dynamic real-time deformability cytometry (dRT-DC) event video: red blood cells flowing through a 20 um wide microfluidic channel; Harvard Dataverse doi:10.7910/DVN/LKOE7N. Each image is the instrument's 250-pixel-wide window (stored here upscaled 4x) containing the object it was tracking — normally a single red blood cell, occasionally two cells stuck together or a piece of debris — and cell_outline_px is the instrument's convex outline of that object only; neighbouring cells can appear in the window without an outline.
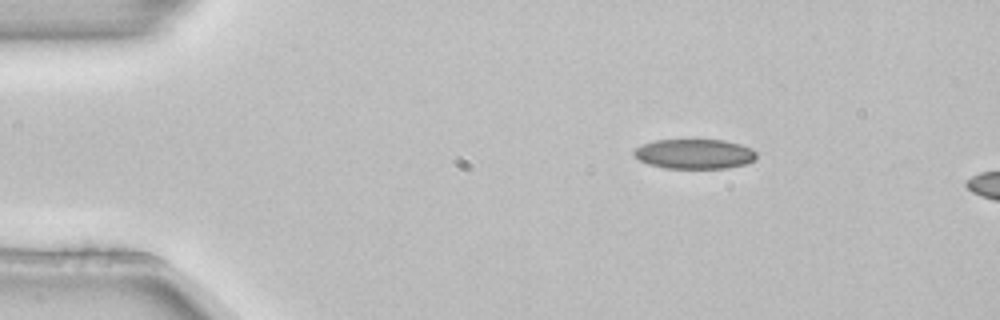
{"species": "common noctule bat (a hibernating species)", "species_latin": "Nyctalus noctula", "temperature_condition": "room temperature", "stored_images_in_passage": 3, "camera_frame_rate_fps": 3000, "um_per_image_px": 0.085, "animal": {"sex": "female", "body_mass_g": 22.7, "forearm_length_mm": 54.2}, "frame": {"image": 1, "passage_image": 1, "time_ms": 0.0, "image_size_px": [1000, 320], "cell_outline_px": [[756, 160], [748, 164], [728, 168], [664, 168], [648, 164], [640, 160], [632, 152], [640, 144], [656, 140], [724, 140], [740, 144], [752, 148], [756, 152]], "centroid_in_image_um": [59.06, 13.09], "position_along_channel_um": 25.9, "area_um2": 21.44}}